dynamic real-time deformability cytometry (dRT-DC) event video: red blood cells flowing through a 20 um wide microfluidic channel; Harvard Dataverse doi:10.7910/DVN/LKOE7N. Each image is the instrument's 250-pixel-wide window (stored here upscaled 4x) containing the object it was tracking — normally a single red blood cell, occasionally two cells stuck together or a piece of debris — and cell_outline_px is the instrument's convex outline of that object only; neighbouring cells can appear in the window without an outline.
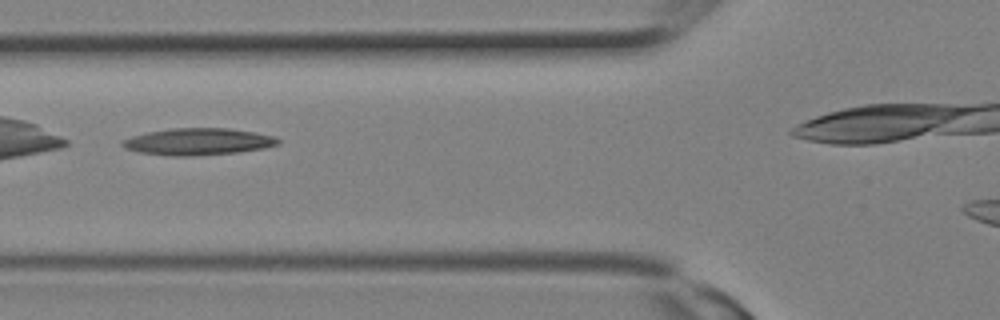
{"species": "Egyptian fruit bat (a non-hibernating species)", "species_latin": "Rousettus aegyptiacus", "temperature_condition": "room temperature", "stored_images_in_passage": 4, "camera_frame_rate_fps": 3000, "um_per_image_px": 0.085, "animal": {"sex": "female"}, "frame": {"image": 1, "passage_image": 3, "time_ms": 0.667, "image_size_px": [1000, 320], "cell_outline_px": [[280, 144], [264, 148], [236, 152], [188, 156], [172, 156], [140, 152], [124, 148], [120, 144], [124, 140], [132, 136], [148, 132], [172, 128], [228, 128], [256, 132], [276, 136], [280, 140]], "centroid_in_image_um": [16.87, 12.03], "position_along_channel_um": 108.9, "area_um2": 24.28}}